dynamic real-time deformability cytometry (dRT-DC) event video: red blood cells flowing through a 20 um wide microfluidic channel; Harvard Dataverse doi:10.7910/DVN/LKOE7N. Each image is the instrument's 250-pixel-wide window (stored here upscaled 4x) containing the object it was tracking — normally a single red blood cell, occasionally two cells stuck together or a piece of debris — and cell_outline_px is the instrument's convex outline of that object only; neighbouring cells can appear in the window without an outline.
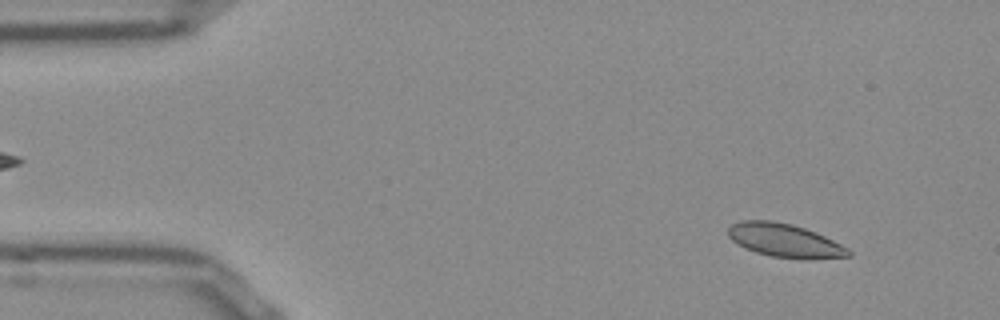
{"species": "Egyptian fruit bat (a non-hibernating species)", "species_latin": "Rousettus aegyptiacus", "temperature_condition": "room temperature", "stored_images_in_passage": 52, "camera_frame_rate_fps": 3000, "um_per_image_px": 0.085, "frame": {"image": 1, "passage_image": 5, "time_ms": 1.333, "image_size_px": [1000, 320], "cell_outline_px": [[852, 256], [772, 256], [756, 252], [744, 248], [732, 240], [728, 236], [728, 228], [732, 224], [740, 220], [772, 220], [792, 224], [816, 232], [848, 248], [852, 252]], "centroid_in_image_um": [66.6, 20.37], "position_along_channel_um": 18.4, "area_um2": 22.48}}
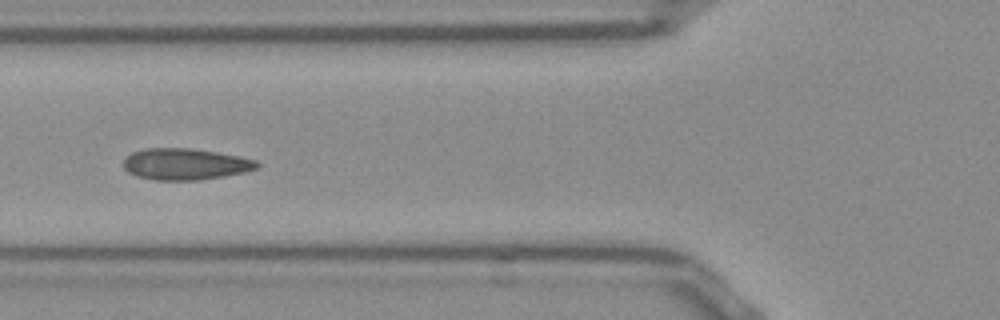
{"frame": {"image": 2, "passage_image": 19, "time_ms": 6.0, "image_size_px": [1000, 320], "cell_outline_px": [[260, 164], [256, 168], [244, 172], [224, 176], [200, 180], [156, 180], [136, 176], [128, 172], [124, 168], [124, 156], [132, 152], [144, 148], [188, 148], [216, 152], [240, 156], [256, 160]], "centroid_in_image_um": [15.72, 13.94], "position_along_channel_um": 110.1, "area_um2": 24.51}}
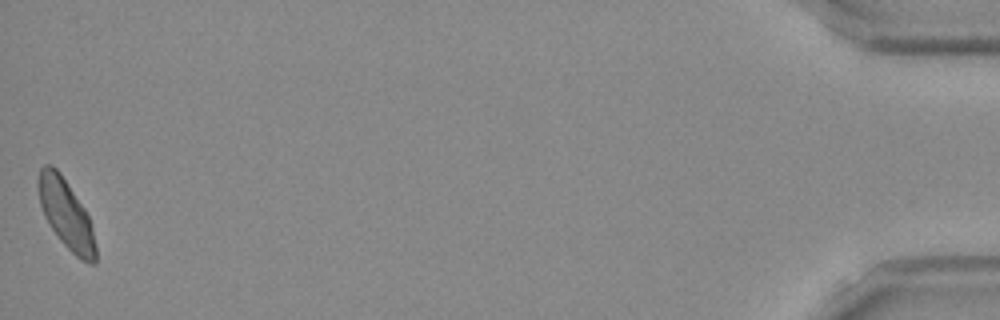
{"frame": {"image": 3, "passage_image": 52, "time_ms": 17.0, "image_size_px": [1000, 320], "cell_outline_px": [[96, 264], [88, 264], [76, 256], [60, 240], [44, 216], [40, 204], [36, 184], [36, 180], [40, 168], [44, 164], [52, 164], [60, 172], [84, 208], [88, 216], [92, 228], [96, 248]], "centroid_in_image_um": [5.59, 18.17], "position_along_channel_um": 429.6, "area_um2": 23.12}, "authors_computed_cell_mechanics": {"area_um2": 23.2645, "velocity_mm_per_s": 3.8286, "shape_relaxation_time_tau1_ms": 4.3903, "shape_relaxation_time_tau2_ms": 0.5876, "deformation_change_tau1": 0.0972, "deformation_change_tau2": 0.0523}}